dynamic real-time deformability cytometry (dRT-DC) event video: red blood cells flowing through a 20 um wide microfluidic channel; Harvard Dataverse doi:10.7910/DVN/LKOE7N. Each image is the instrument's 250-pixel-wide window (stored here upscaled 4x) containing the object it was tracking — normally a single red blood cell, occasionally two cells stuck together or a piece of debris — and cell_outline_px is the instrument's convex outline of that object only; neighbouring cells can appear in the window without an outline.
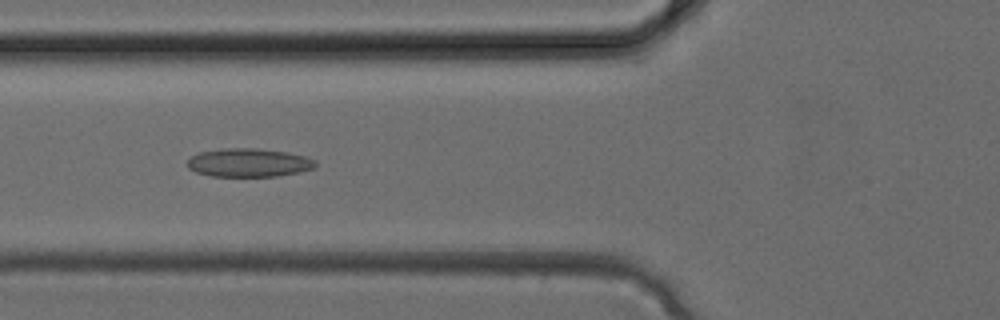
{"species": "common noctule bat (a hibernating species)", "species_latin": "Nyctalus noctula", "temperature_condition": "cold", "stored_images_in_passage": 25, "camera_frame_rate_fps": 3000, "um_per_image_px": 0.085, "animal": {"sex": "female", "body_mass_g": 24.6, "forearm_length_mm": 56.2}, "frame": {"image": 1, "passage_image": 8, "time_ms": 2.333, "image_size_px": [1000, 320], "cell_outline_px": [[316, 168], [300, 172], [276, 176], [212, 176], [196, 172], [188, 168], [188, 160], [192, 156], [200, 152], [224, 148], [256, 148], [288, 152], [308, 156], [316, 160]], "centroid_in_image_um": [21.2, 13.82], "position_along_channel_um": 104.6, "area_um2": 21.39}}
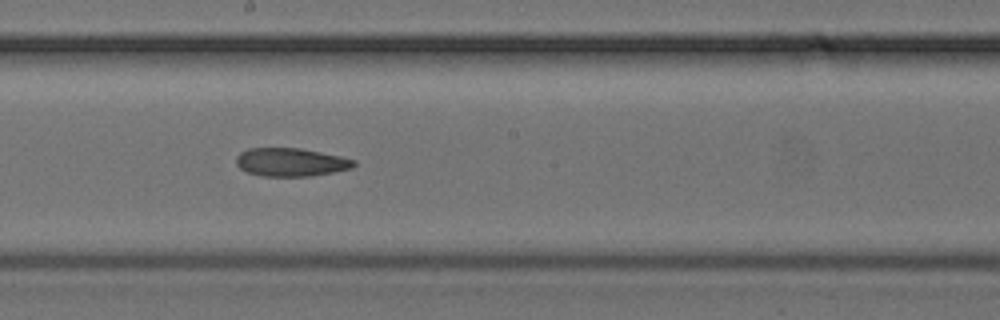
{"frame": {"image": 2, "passage_image": 14, "time_ms": 4.333, "image_size_px": [1000, 320], "cell_outline_px": [[356, 164], [352, 168], [312, 176], [264, 176], [248, 172], [240, 168], [236, 164], [236, 156], [240, 152], [248, 148], [300, 148], [340, 156], [356, 160]], "centroid_in_image_um": [24.72, 13.78], "position_along_channel_um": 223.5, "area_um2": 19.36}}
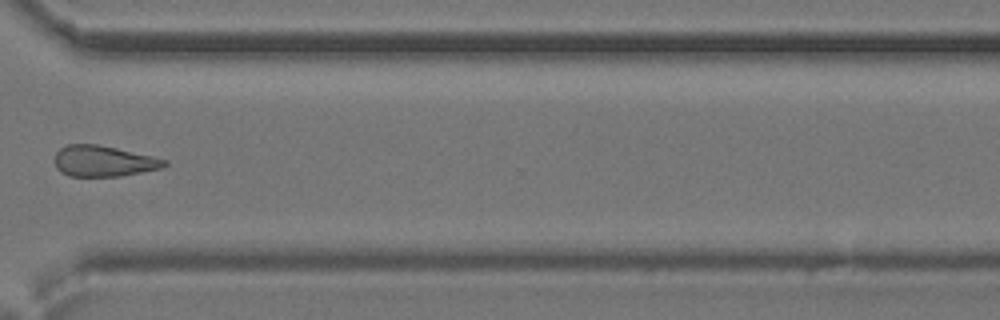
{"frame": {"image": 3, "passage_image": 21, "time_ms": 6.667, "image_size_px": [1000, 320], "cell_outline_px": [[168, 164], [160, 168], [120, 176], [68, 176], [60, 172], [56, 168], [56, 152], [60, 148], [68, 144], [96, 144], [116, 148], [152, 156], [168, 160]], "centroid_in_image_um": [8.78, 13.69], "position_along_channel_um": 361.8, "area_um2": 19.59}}